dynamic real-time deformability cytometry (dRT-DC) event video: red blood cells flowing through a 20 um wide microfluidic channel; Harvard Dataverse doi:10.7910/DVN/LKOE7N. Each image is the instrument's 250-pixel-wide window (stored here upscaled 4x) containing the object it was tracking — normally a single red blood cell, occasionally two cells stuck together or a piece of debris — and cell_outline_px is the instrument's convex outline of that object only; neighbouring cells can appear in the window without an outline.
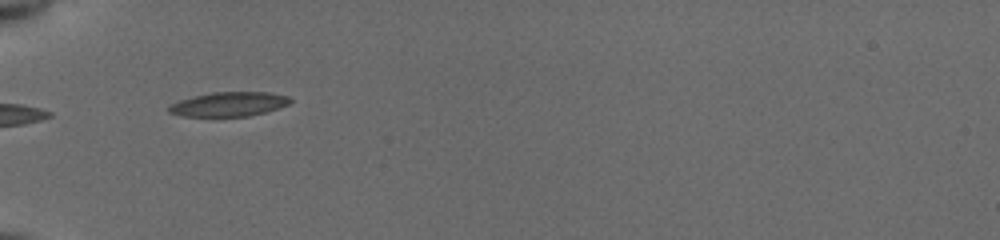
{"species": "common noctule bat (a hibernating species)", "species_latin": "Nyctalus noctula", "temperature_condition": "cold", "stored_images_in_passage": 3, "camera_frame_rate_fps": 3000, "um_per_image_px": 0.085, "animal": {"sex": "female", "body_mass_g": 19.5, "forearm_length_mm": 54.1}, "frame": {"image": 1, "passage_image": 1, "time_ms": 0.0, "image_size_px": [1000, 240], "cell_outline_px": [[292, 100], [288, 104], [264, 112], [248, 116], [184, 116], [168, 112], [168, 108], [172, 104], [180, 100], [212, 92], [268, 92], [288, 96]], "centroid_in_image_um": [19.46, 8.85], "position_along_channel_um": 65.5, "area_um2": 16.88}}